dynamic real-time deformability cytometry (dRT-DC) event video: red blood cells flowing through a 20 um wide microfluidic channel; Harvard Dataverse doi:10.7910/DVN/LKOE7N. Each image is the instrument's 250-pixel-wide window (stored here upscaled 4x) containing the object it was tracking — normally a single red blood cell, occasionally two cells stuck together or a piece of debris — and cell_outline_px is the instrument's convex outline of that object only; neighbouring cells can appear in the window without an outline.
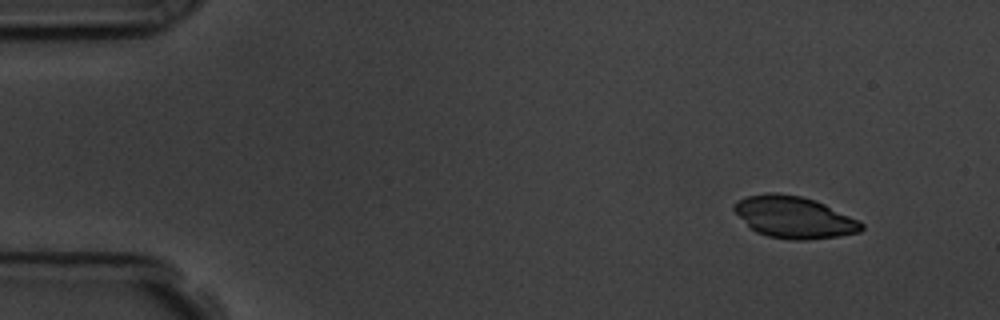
{"species": "common noctule bat (a hibernating species)", "species_latin": "Nyctalus noctula", "temperature_condition": "room temperature", "stored_images_in_passage": 52, "camera_frame_rate_fps": 3000, "um_per_image_px": 0.085, "animal": {"sex": "male", "body_mass_g": 19.5, "forearm_length_mm": 54.6}, "frame": {"image": 1, "passage_image": 1, "time_ms": 0.0, "image_size_px": [1000, 320], "cell_outline_px": [[864, 228], [860, 232], [840, 236], [804, 240], [792, 240], [768, 236], [756, 232], [732, 208], [740, 200], [748, 196], [764, 192], [776, 192], [800, 196], [816, 200], [860, 220], [864, 224]], "centroid_in_image_um": [67.56, 18.46], "position_along_channel_um": 17.4, "area_um2": 30.87}}